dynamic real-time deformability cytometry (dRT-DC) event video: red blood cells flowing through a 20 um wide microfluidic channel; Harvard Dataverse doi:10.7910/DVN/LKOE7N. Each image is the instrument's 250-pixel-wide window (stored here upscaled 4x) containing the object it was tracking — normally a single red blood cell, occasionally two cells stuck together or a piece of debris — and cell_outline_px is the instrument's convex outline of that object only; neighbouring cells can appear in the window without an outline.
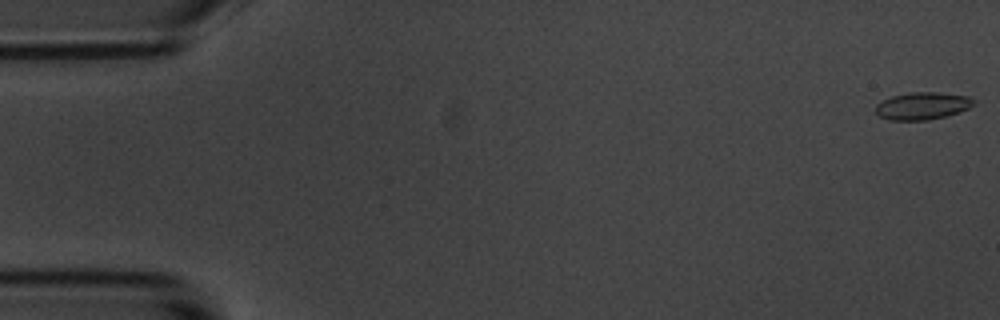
{"species": "common noctule bat (a hibernating species)", "species_latin": "Nyctalus noctula", "temperature_condition": "room temperature", "stored_images_in_passage": 56, "camera_frame_rate_fps": 3000, "um_per_image_px": 0.085, "animal": {"sex": "male", "body_mass_g": 20.1, "forearm_length_mm": 53.5}, "frame": {"image": 1, "passage_image": 1, "time_ms": 0.0, "image_size_px": [1000, 320], "cell_outline_px": [[976, 104], [968, 108], [948, 116], [928, 120], [888, 120], [880, 116], [876, 112], [876, 104], [892, 96], [908, 92], [936, 92], [968, 96], [976, 100]], "centroid_in_image_um": [78.43, 9.0], "position_along_channel_um": 6.6, "area_um2": 15.72}}
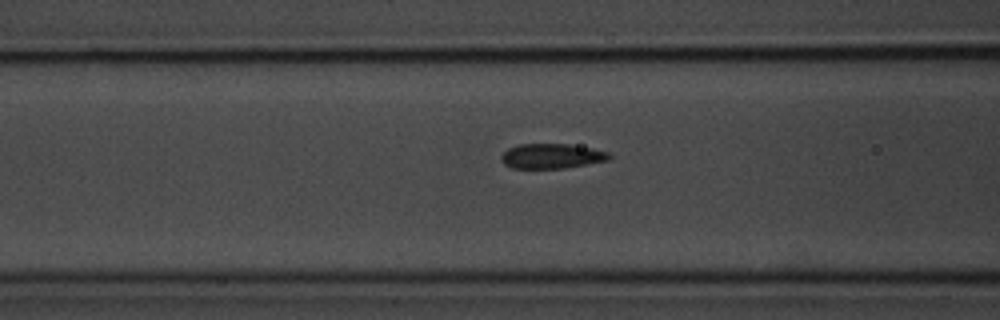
{"frame": {"image": 2, "passage_image": 22, "time_ms": 7.0, "image_size_px": [1000, 320], "cell_outline_px": [[612, 156], [608, 160], [564, 168], [512, 168], [504, 164], [500, 160], [500, 156], [508, 148], [520, 144], [568, 144], [592, 148], [608, 152]], "centroid_in_image_um": [46.87, 13.26], "position_along_channel_um": 119.7, "area_um2": 15.61}}
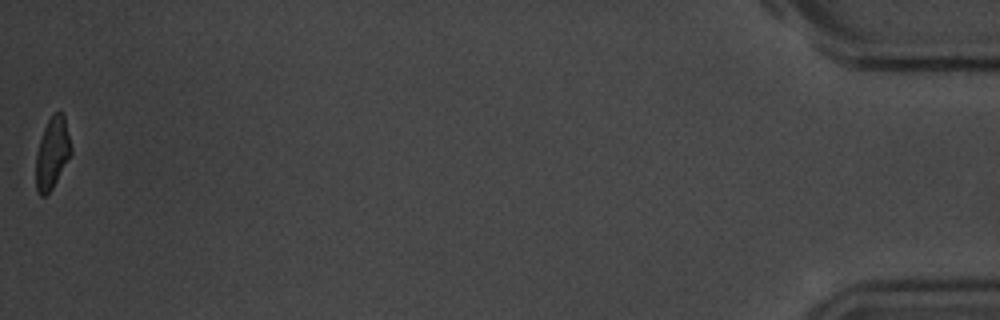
{"frame": {"image": 3, "passage_image": 56, "time_ms": 18.333, "image_size_px": [1000, 320], "cell_outline_px": [[72, 152], [52, 188], [44, 196], [40, 196], [36, 192], [36, 152], [44, 128], [48, 120], [56, 112], [60, 112], [64, 116], [72, 148]], "centroid_in_image_um": [4.43, 13.03], "position_along_channel_um": 430.8, "area_um2": 14.39}, "authors_computed_cell_mechanics": {"area_um2": 15.7505, "velocity_mm_per_s": 3.6135, "shape_relaxation_time_tau1_ms": 3.7592, "shape_relaxation_time_tau2_ms": 1.0841, "deformation_change_tau1": 0.1199, "deformation_change_tau2": 0.0688}}